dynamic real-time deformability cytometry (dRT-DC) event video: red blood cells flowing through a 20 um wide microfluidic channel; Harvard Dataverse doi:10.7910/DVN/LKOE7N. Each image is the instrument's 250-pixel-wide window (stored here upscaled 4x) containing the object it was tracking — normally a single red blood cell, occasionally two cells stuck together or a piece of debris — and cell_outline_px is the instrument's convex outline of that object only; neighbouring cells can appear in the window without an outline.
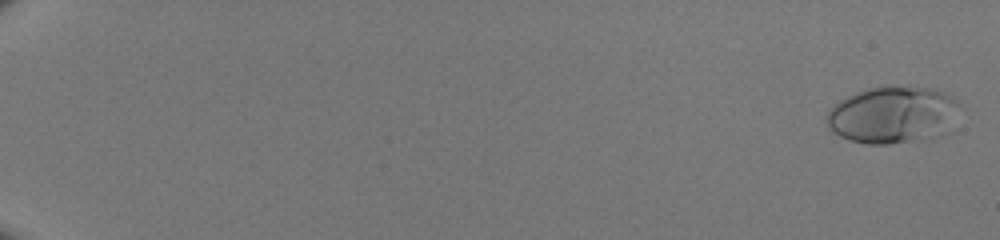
{"species": "human", "species_latin": "Homo sapiens", "temperature_condition": "room temperature", "stored_images_in_passage": 52, "camera_frame_rate_fps": 3000, "um_per_image_px": 0.085, "donor": {"sex": "male"}, "frame": {"image": 1, "passage_image": 2, "time_ms": 0.333, "image_size_px": [1000, 240], "cell_outline_px": [[960, 104], [956, 132], [928, 140], [888, 144], [868, 144], [848, 140], [832, 132], [828, 128], [824, 120], [828, 112], [840, 100], [856, 92], [868, 88], [888, 84], [928, 88], [940, 92], [956, 100]], "centroid_in_image_um": [75.97, 9.79], "position_along_channel_um": 9.0, "area_um2": 45.78}}
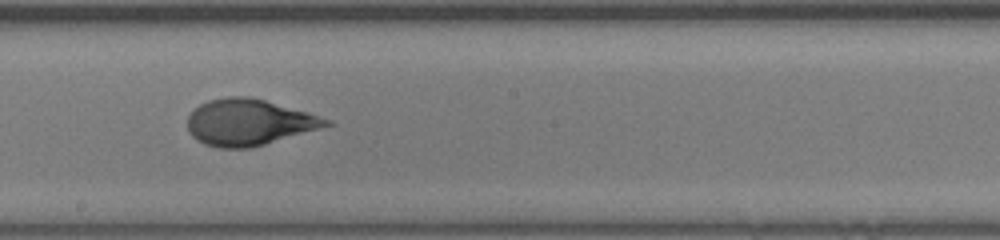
{"frame": {"image": 2, "passage_image": 33, "time_ms": 10.667, "image_size_px": [1000, 240], "cell_outline_px": [[336, 124], [264, 144], [248, 148], [220, 148], [204, 144], [196, 140], [188, 132], [188, 116], [200, 104], [208, 100], [228, 96], [252, 96], [308, 112], [332, 120]], "centroid_in_image_um": [21.17, 10.38], "position_along_channel_um": 227.0, "area_um2": 37.51}}
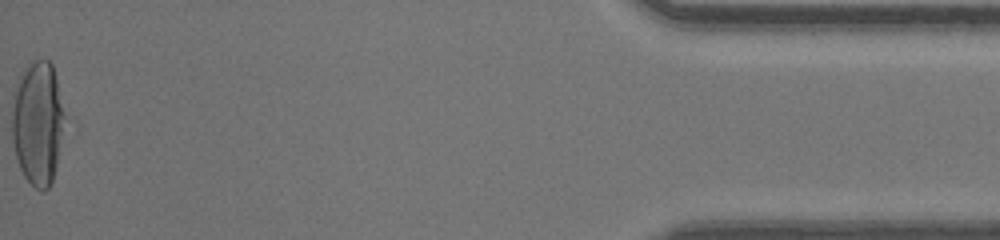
{"frame": {"image": 3, "passage_image": 52, "time_ms": 17.0, "image_size_px": [1000, 240], "cell_outline_px": [[64, 116], [56, 164], [52, 180], [48, 188], [44, 192], [40, 192], [24, 176], [20, 168], [16, 156], [12, 140], [12, 92], [28, 60], [48, 60], [52, 64], [56, 80]], "centroid_in_image_um": [3.16, 10.43], "position_along_channel_um": 432.0, "area_um2": 37.63}}